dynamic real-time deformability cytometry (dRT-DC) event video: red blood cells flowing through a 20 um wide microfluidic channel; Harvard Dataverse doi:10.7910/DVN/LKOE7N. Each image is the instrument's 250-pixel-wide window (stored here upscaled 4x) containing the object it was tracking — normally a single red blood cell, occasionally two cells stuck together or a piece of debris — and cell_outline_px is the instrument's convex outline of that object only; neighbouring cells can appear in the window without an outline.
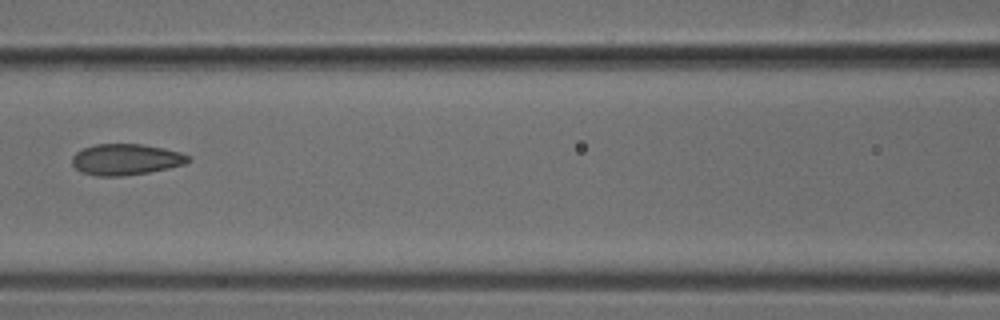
{"species": "common noctule bat (a hibernating species)", "species_latin": "Nyctalus noctula", "temperature_condition": "cold", "stored_images_in_passage": 6, "camera_frame_rate_fps": 3000, "um_per_image_px": 0.085, "animal": {"sex": "male", "body_mass_g": 18.8}, "frame": {"image": 1, "passage_image": 5, "time_ms": 1.333, "image_size_px": [1000, 320], "cell_outline_px": [[192, 160], [184, 164], [168, 168], [148, 172], [124, 176], [96, 176], [80, 172], [72, 164], [72, 156], [80, 148], [96, 144], [140, 144], [164, 148], [180, 152], [192, 156]], "centroid_in_image_um": [10.69, 13.55], "position_along_channel_um": 155.9, "area_um2": 21.27}}
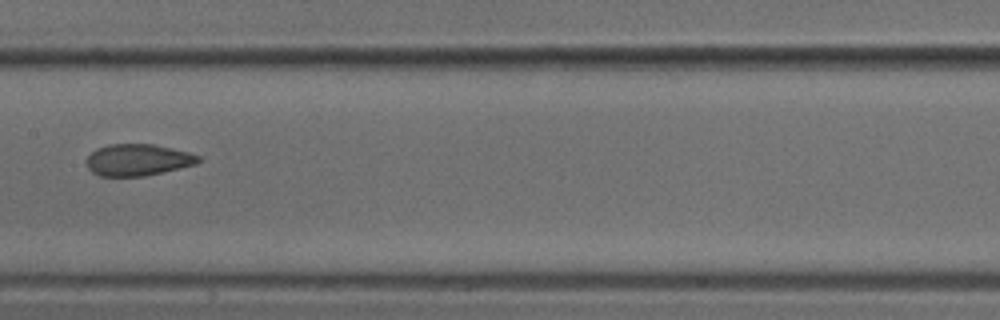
{"frame": {"image": 2, "passage_image": 6, "time_ms": 1.667, "image_size_px": [1000, 320], "cell_outline_px": [[200, 160], [196, 164], [144, 176], [100, 176], [92, 172], [88, 168], [84, 160], [96, 148], [108, 144], [152, 144], [188, 152], [200, 156]], "centroid_in_image_um": [11.66, 13.59], "position_along_channel_um": 195.7, "area_um2": 20.58}}